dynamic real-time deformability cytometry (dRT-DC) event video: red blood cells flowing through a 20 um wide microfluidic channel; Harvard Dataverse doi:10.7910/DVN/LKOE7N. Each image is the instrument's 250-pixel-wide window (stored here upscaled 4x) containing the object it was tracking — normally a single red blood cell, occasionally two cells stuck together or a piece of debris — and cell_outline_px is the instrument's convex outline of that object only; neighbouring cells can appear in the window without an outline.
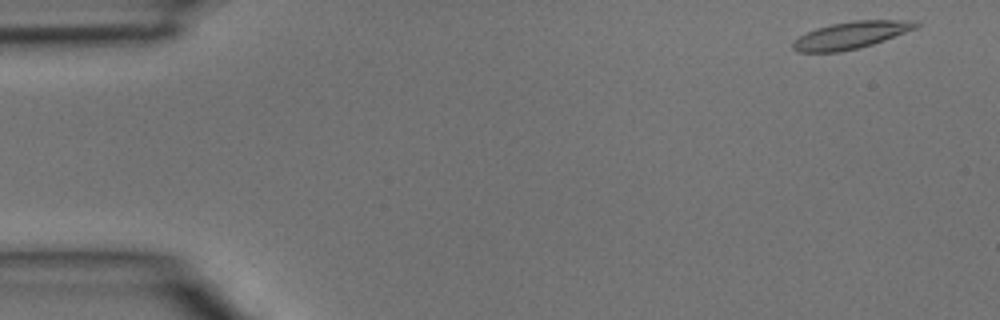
{"species": "common noctule bat (a hibernating species)", "species_latin": "Nyctalus noctula", "temperature_condition": "room temperature", "stored_images_in_passage": 5, "camera_frame_rate_fps": 3000, "um_per_image_px": 0.085, "animal": {"sex": "male", "body_mass_g": 15.6}, "frame": {"image": 1, "passage_image": 5, "time_ms": 1.333, "image_size_px": [1000, 320], "cell_outline_px": [[920, 24], [916, 28], [884, 40], [872, 44], [840, 52], [800, 52], [792, 48], [792, 44], [800, 36], [816, 28], [832, 24], [852, 20], [916, 20]], "centroid_in_image_um": [72.35, 2.98], "position_along_channel_um": 12.7, "area_um2": 19.19}}